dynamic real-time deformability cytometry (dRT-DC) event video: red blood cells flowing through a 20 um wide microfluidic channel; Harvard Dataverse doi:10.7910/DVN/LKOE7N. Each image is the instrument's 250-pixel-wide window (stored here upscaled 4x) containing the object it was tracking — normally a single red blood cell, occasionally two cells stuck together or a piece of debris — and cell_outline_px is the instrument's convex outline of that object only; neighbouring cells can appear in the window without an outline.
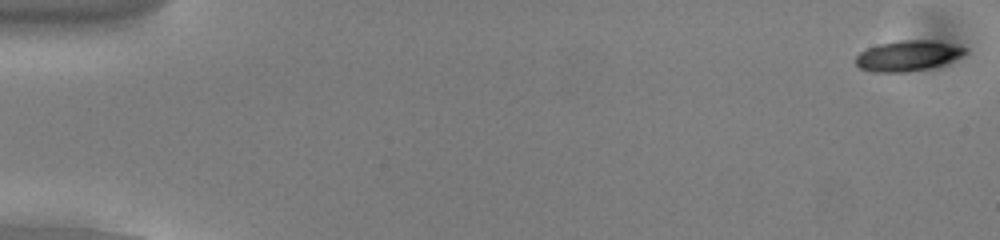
{"species": "common noctule bat (a hibernating species)", "species_latin": "Nyctalus noctula", "temperature_condition": "cold", "stored_images_in_passage": 54, "camera_frame_rate_fps": 3000, "um_per_image_px": 0.085, "animal": {"sex": "male", "body_mass_g": 13.0, "forearm_length_mm": 53.1}, "frame": {"image": 1, "passage_image": 1, "time_ms": 0.0, "image_size_px": [1000, 240], "cell_outline_px": [[968, 52], [960, 56], [940, 64], [928, 68], [904, 72], [872, 72], [860, 68], [856, 64], [856, 56], [860, 52], [868, 48], [880, 44], [900, 40], [932, 40], [968, 48]], "centroid_in_image_um": [77.13, 4.73], "position_along_channel_um": 7.9, "area_um2": 19.07}}
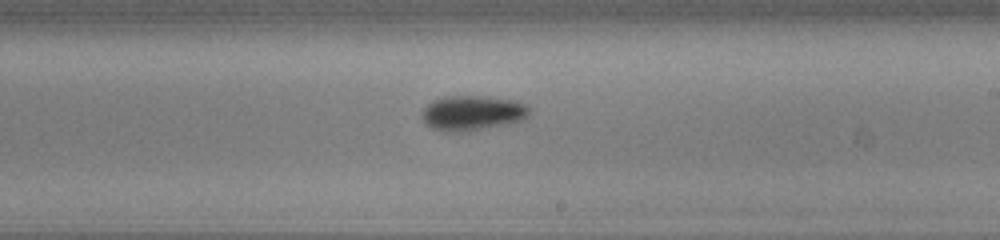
{"frame": {"image": 2, "passage_image": 32, "time_ms": 10.333, "image_size_px": [1000, 240], "cell_outline_px": [[532, 108], [528, 116], [520, 120], [508, 124], [468, 132], [444, 132], [432, 128], [424, 124], [424, 108], [432, 100], [444, 96], [488, 96], [516, 100], [528, 104]], "centroid_in_image_um": [40.2, 9.6], "position_along_channel_um": 248.8, "area_um2": 22.31}}
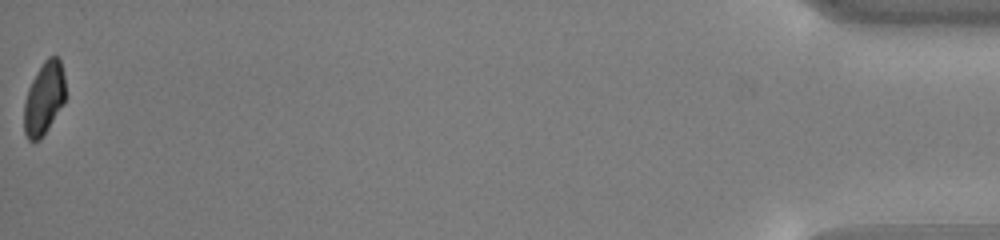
{"frame": {"image": 3, "passage_image": 54, "time_ms": 17.667, "image_size_px": [1000, 240], "cell_outline_px": [[64, 104], [40, 140], [28, 140], [24, 132], [24, 104], [28, 88], [32, 80], [44, 60], [48, 56], [56, 56], [60, 60], [64, 76]], "centroid_in_image_um": [3.73, 8.37], "position_along_channel_um": 431.5, "area_um2": 17.4}, "authors_computed_cell_mechanics": {"area_um2": 19.5075, "velocity_mm_per_s": 3.8216, "shape_relaxation_time_tau1_ms": 2.0372, "shape_relaxation_time_tau2_ms": 2.7292, "deformation_change_tau1": 0.1226, "deformation_change_tau2": 0.0693}}